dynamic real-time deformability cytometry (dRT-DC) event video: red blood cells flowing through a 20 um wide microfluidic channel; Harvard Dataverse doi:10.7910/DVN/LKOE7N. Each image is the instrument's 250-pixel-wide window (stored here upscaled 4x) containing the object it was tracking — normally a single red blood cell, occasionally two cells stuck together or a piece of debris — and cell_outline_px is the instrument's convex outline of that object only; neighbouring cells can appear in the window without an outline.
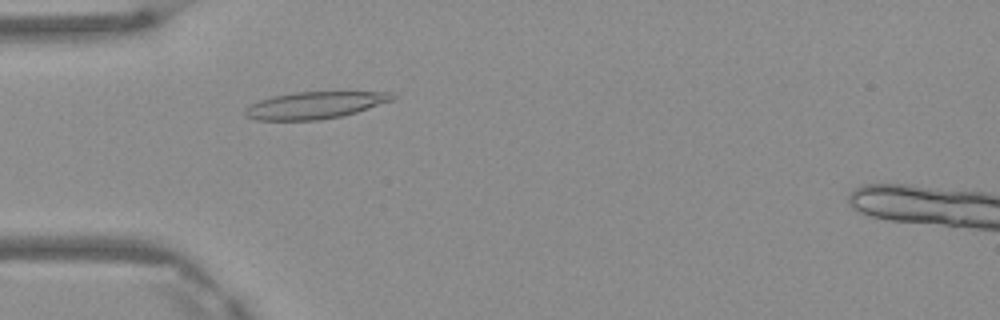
{"species": "Egyptian fruit bat (a non-hibernating species)", "species_latin": "Rousettus aegyptiacus", "temperature_condition": "warm", "stored_images_in_passage": 3, "camera_frame_rate_fps": 3000, "um_per_image_px": 0.085, "frame": {"image": 1, "passage_image": 3, "time_ms": 0.667, "image_size_px": [1000, 320], "cell_outline_px": [[396, 96], [392, 100], [344, 116], [316, 120], [256, 120], [244, 116], [244, 112], [248, 104], [272, 96], [296, 92], [392, 92]], "centroid_in_image_um": [26.71, 8.95], "position_along_channel_um": 58.3, "area_um2": 23.12}}